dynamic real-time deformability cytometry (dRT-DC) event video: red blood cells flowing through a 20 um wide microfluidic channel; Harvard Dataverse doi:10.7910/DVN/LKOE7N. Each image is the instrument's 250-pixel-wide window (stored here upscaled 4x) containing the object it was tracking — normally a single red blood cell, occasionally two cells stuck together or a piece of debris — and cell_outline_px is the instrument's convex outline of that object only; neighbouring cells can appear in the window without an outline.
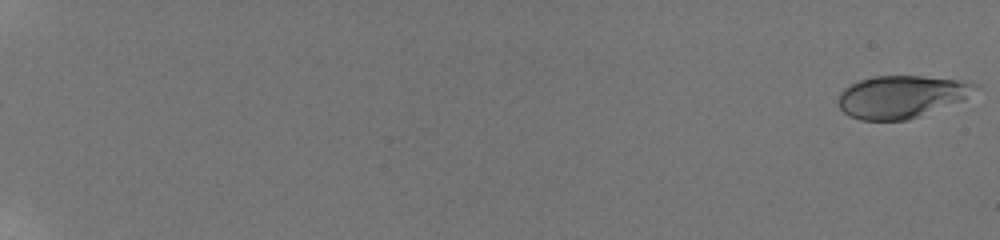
{"species": "human", "species_latin": "Homo sapiens", "temperature_condition": "room temperature", "stored_images_in_passage": 32, "camera_frame_rate_fps": 3000, "um_per_image_px": 0.085, "donor": {"sex": "male"}, "frame": {"image": 1, "passage_image": 1, "time_ms": 0.0, "image_size_px": [1000, 240], "cell_outline_px": [[976, 84], [960, 100], [908, 120], [860, 120], [844, 112], [840, 108], [836, 100], [840, 92], [844, 88], [860, 80], [872, 76], [924, 76], [964, 80]], "centroid_in_image_um": [76.5, 8.21], "position_along_channel_um": 8.5, "area_um2": 33.12}}
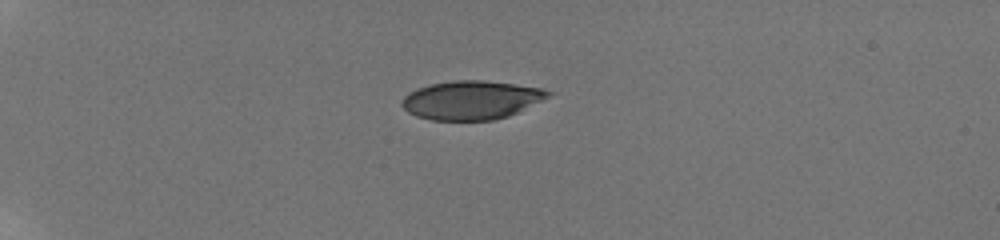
{"frame": {"image": 2, "passage_image": 18, "time_ms": 6.0, "image_size_px": [1000, 240], "cell_outline_px": [[552, 92], [548, 96], [508, 116], [492, 120], [432, 120], [416, 116], [408, 112], [400, 104], [404, 96], [416, 88], [432, 84], [452, 80], [484, 80], [516, 84], [540, 88]], "centroid_in_image_um": [40.0, 8.5], "position_along_channel_um": 45.0, "area_um2": 32.66}}
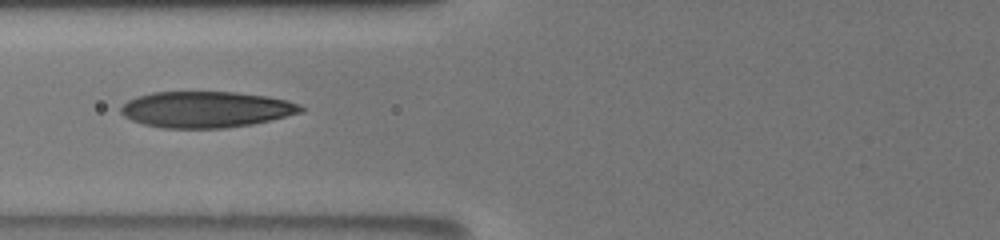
{"frame": {"image": 3, "passage_image": 30, "time_ms": 9.333, "image_size_px": [1000, 240], "cell_outline_px": [[304, 112], [252, 124], [224, 128], [164, 128], [144, 124], [132, 120], [124, 116], [120, 112], [120, 108], [128, 100], [136, 96], [152, 92], [236, 92], [268, 96], [288, 100], [304, 108]], "centroid_in_image_um": [17.51, 9.3], "position_along_channel_um": 108.3, "area_um2": 37.92}}